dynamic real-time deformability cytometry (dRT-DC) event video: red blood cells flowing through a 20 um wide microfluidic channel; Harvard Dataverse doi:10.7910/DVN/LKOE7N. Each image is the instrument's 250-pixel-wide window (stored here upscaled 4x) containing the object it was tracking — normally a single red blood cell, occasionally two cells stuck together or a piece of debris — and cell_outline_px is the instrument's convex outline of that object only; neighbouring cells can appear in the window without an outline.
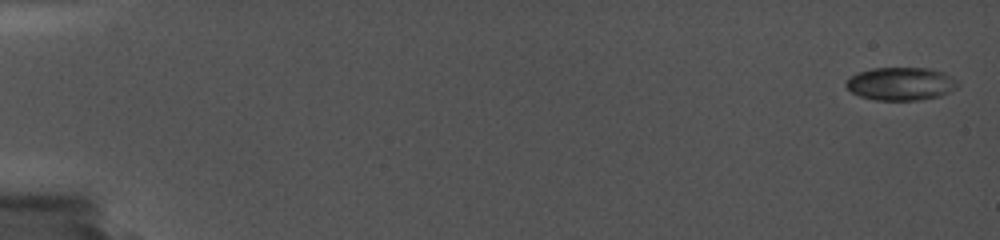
{"species": "common noctule bat (a hibernating species)", "species_latin": "Nyctalus noctula", "temperature_condition": "cold", "stored_images_in_passage": 18, "camera_frame_rate_fps": 5000, "um_per_image_px": 0.085, "animal": {"sex": "female", "body_mass_g": 19.0, "forearm_length_mm": 56.7}, "frame": {"image": 1, "passage_image": 1, "time_ms": 0.0, "image_size_px": [1000, 240], "cell_outline_px": [[960, 84], [956, 88], [940, 96], [916, 100], [876, 100], [860, 96], [852, 92], [844, 84], [844, 80], [856, 72], [872, 68], [932, 68], [944, 72], [956, 80]], "centroid_in_image_um": [76.55, 7.11], "position_along_channel_um": 8.5, "area_um2": 21.68}}
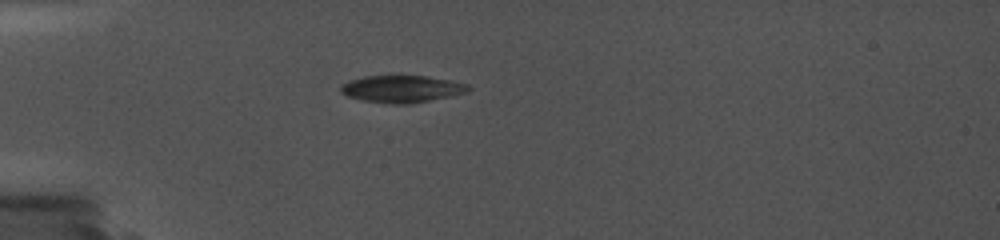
{"frame": {"image": 2, "passage_image": 10, "time_ms": 5.4, "image_size_px": [1000, 240], "cell_outline_px": [[472, 88], [468, 92], [452, 96], [408, 104], [392, 104], [364, 100], [348, 96], [340, 92], [340, 84], [348, 80], [364, 76], [424, 76], [452, 80], [468, 84]], "centroid_in_image_um": [34.17, 7.55], "position_along_channel_um": 50.8, "area_um2": 20.23}}
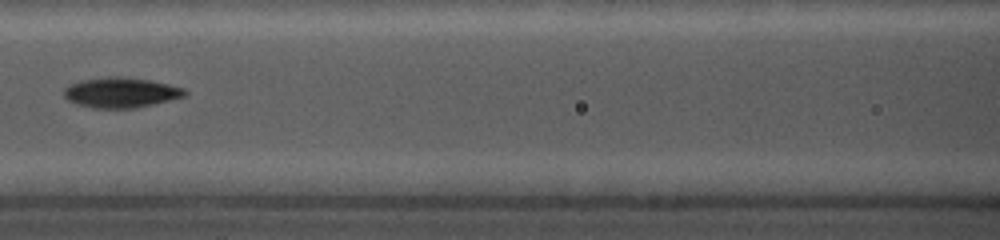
{"frame": {"image": 3, "passage_image": 16, "time_ms": 8.8, "image_size_px": [1000, 240], "cell_outline_px": [[188, 92], [184, 96], [152, 104], [132, 108], [92, 108], [76, 104], [68, 100], [64, 96], [64, 88], [68, 84], [80, 80], [112, 76], [124, 76], [152, 80], [184, 88]], "centroid_in_image_um": [10.24, 7.85], "position_along_channel_um": 156.4, "area_um2": 21.33}}